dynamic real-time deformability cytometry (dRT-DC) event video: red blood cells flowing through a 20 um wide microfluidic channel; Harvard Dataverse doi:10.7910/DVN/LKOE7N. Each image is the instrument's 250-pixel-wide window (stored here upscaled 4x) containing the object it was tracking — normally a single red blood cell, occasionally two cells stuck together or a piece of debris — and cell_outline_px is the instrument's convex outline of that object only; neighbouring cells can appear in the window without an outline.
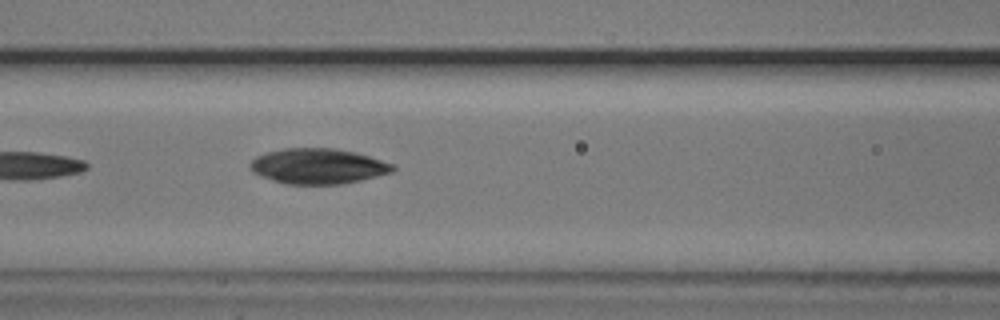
{"species": "common noctule bat (a hibernating species)", "species_latin": "Nyctalus noctula", "temperature_condition": "cold", "stored_images_in_passage": 6, "camera_frame_rate_fps": 3000, "um_per_image_px": 0.085, "animal": {"sex": "male", "body_mass_g": 20.5, "forearm_length_mm": 52.5}, "frame": {"image": 1, "passage_image": 6, "time_ms": 1.667, "image_size_px": [1000, 320], "cell_outline_px": [[396, 168], [392, 172], [360, 180], [340, 184], [284, 184], [260, 176], [252, 172], [248, 168], [248, 164], [256, 156], [268, 152], [284, 148], [336, 148], [356, 152], [396, 164]], "centroid_in_image_um": [27.02, 14.12], "position_along_channel_um": 139.6, "area_um2": 29.65}}